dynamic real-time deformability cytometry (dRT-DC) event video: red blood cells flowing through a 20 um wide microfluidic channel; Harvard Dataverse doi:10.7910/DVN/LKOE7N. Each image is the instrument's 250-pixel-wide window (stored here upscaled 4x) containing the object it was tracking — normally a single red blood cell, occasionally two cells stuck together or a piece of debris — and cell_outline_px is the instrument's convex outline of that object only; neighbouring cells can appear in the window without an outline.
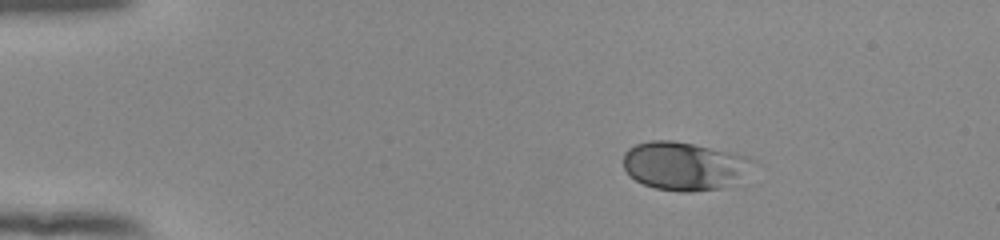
{"species": "human", "species_latin": "Homo sapiens", "temperature_condition": "room temperature", "stored_images_in_passage": 45, "camera_frame_rate_fps": 3000, "um_per_image_px": 0.085, "donor": {"sex": "female"}, "frame": {"image": 1, "passage_image": 1, "time_ms": 0.0, "image_size_px": [1000, 240], "cell_outline_px": [[756, 164], [720, 188], [692, 192], [680, 192], [656, 188], [644, 184], [636, 180], [624, 168], [624, 152], [628, 148], [636, 144], [652, 140], [672, 140], [736, 152], [748, 156]], "centroid_in_image_um": [58.11, 14.07], "position_along_channel_um": 26.9, "area_um2": 36.01}}
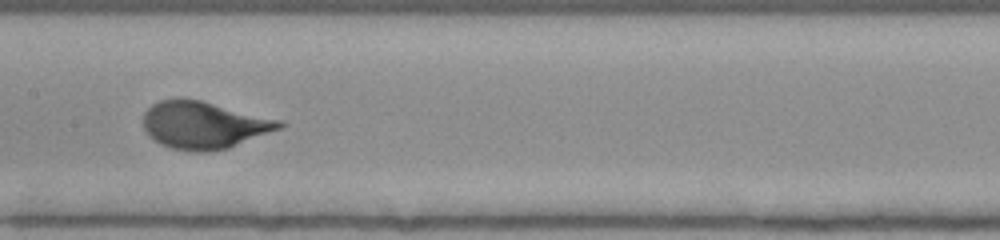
{"frame": {"image": 2, "passage_image": 20, "time_ms": 6.333, "image_size_px": [1000, 240], "cell_outline_px": [[288, 124], [284, 128], [228, 148], [208, 152], [192, 152], [172, 148], [160, 144], [148, 136], [144, 128], [144, 112], [152, 104], [160, 100], [176, 96], [200, 100], [284, 120]], "centroid_in_image_um": [17.37, 10.62], "position_along_channel_um": 190.0, "area_um2": 38.26}}
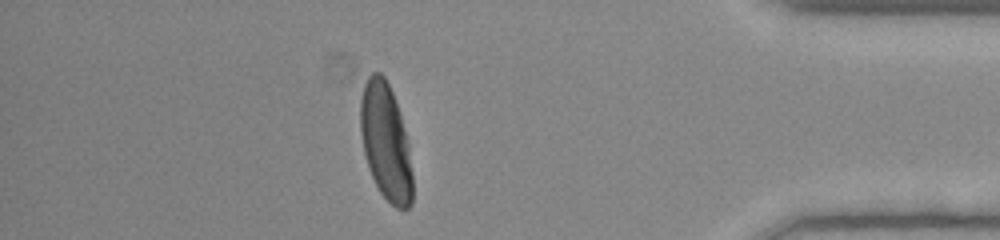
{"frame": {"image": 3, "passage_image": 39, "time_ms": 12.667, "image_size_px": [1000, 240], "cell_outline_px": [[412, 204], [408, 208], [396, 208], [380, 192], [368, 168], [364, 152], [360, 132], [360, 100], [364, 84], [368, 76], [372, 72], [380, 72], [384, 76], [392, 92], [400, 116], [408, 144], [412, 176]], "centroid_in_image_um": [32.76, 12.05], "position_along_channel_um": 402.4, "area_um2": 35.03}, "authors_computed_cell_mechanics": {"area_um2": 36.0094, "velocity_mm_per_s": 3.8813, "shape_relaxation_time_tau1_ms": 3.0296, "shape_relaxation_time_tau2_ms": null, "deformation_change_tau1": 0.163, "deformation_change_tau2": null}}